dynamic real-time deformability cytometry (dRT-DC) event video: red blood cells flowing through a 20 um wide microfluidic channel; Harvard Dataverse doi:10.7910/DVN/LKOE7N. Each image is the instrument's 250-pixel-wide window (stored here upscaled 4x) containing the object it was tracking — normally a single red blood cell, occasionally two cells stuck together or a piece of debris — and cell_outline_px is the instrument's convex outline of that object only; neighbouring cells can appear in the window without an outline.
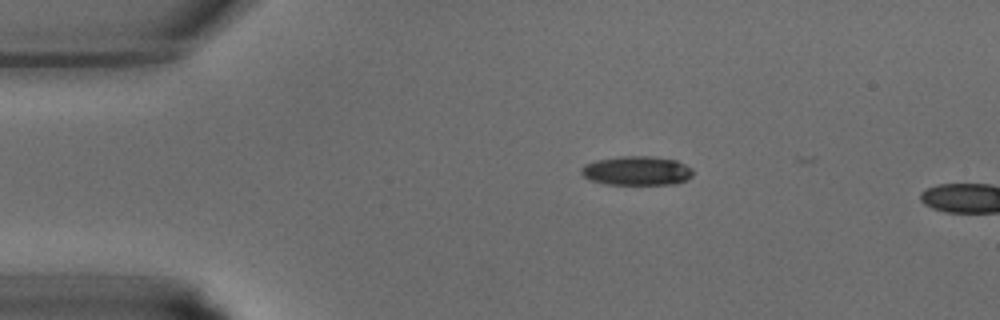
{"species": "common noctule bat (a hibernating species)", "species_latin": "Nyctalus noctula", "temperature_condition": "warm", "stored_images_in_passage": 2, "camera_frame_rate_fps": 3000, "um_per_image_px": 0.085, "animal": {"sex": "male", "body_mass_g": 15.6}, "frame": {"image": 1, "passage_image": 1, "time_ms": 0.0, "image_size_px": [1000, 320], "cell_outline_px": [[692, 176], [684, 180], [672, 184], [608, 184], [592, 180], [584, 176], [580, 172], [580, 168], [584, 164], [596, 160], [620, 156], [652, 156], [676, 160], [692, 168]], "centroid_in_image_um": [54.1, 14.5], "position_along_channel_um": 30.9, "area_um2": 18.84}}